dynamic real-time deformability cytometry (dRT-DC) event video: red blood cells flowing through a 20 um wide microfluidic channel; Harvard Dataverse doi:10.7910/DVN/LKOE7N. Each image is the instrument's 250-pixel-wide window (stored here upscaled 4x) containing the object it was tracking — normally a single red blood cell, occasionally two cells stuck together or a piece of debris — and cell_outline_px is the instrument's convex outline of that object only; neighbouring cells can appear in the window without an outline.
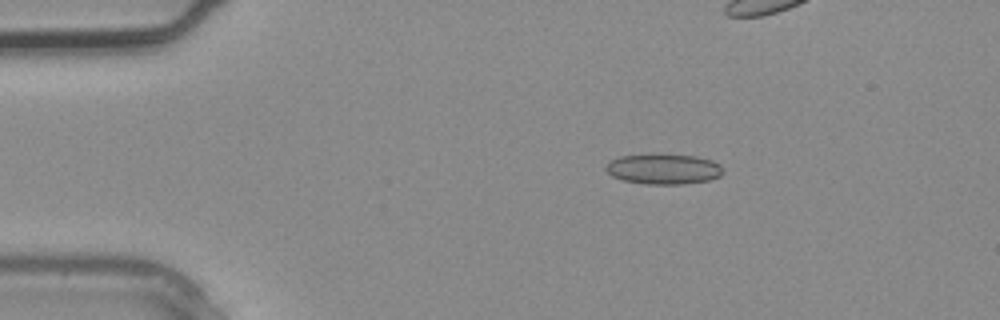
{"species": "common noctule bat (a hibernating species)", "species_latin": "Nyctalus noctula", "temperature_condition": "warm", "stored_images_in_passage": 4, "camera_frame_rate_fps": 3000, "um_per_image_px": 0.085, "animal": {"sex": "male", "body_mass_g": 20.4}, "frame": {"image": 1, "passage_image": 1, "time_ms": 0.0, "image_size_px": [1000, 320], "cell_outline_px": [[724, 172], [720, 176], [708, 180], [684, 184], [644, 184], [624, 180], [612, 176], [604, 168], [612, 160], [620, 156], [696, 156], [712, 160], [720, 164]], "centroid_in_image_um": [56.44, 14.4], "position_along_channel_um": 28.6, "area_um2": 20.11}}